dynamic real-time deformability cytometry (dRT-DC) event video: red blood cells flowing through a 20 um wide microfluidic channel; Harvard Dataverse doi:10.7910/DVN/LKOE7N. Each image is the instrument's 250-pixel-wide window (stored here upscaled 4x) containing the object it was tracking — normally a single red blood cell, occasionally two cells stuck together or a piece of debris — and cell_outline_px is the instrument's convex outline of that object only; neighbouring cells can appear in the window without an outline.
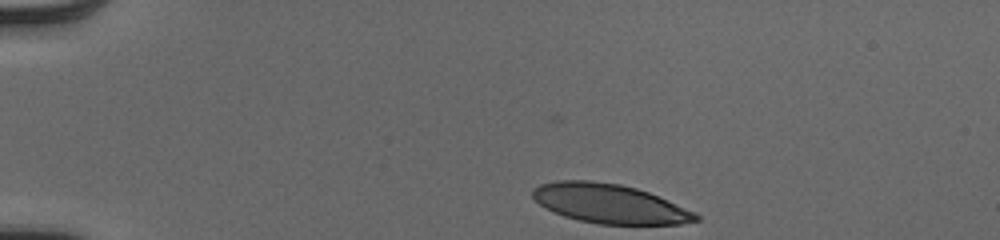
{"species": "human", "species_latin": "Homo sapiens", "temperature_condition": "cold", "stored_images_in_passage": 36, "camera_frame_rate_fps": 3000, "um_per_image_px": 0.085, "donor": {"sex": "male"}, "frame": {"image": 1, "passage_image": 1, "time_ms": 0.0, "image_size_px": [1000, 240], "cell_outline_px": [[700, 220], [680, 224], [600, 224], [580, 220], [564, 216], [544, 208], [532, 196], [532, 188], [540, 184], [556, 180], [588, 180], [620, 184], [636, 188], [648, 192], [696, 212], [700, 216]], "centroid_in_image_um": [51.8, 17.3], "position_along_channel_um": 33.2, "area_um2": 37.28}}
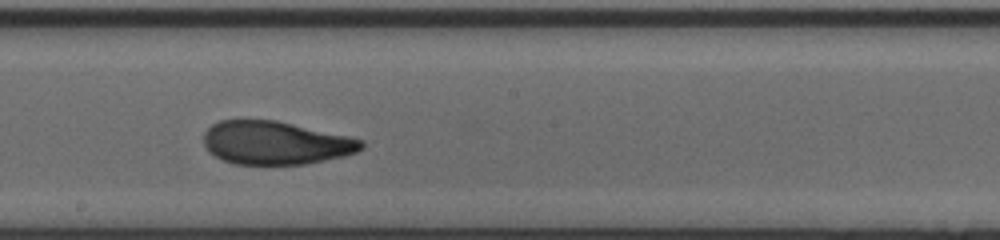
{"frame": {"image": 2, "passage_image": 21, "time_ms": 6.667, "image_size_px": [1000, 240], "cell_outline_px": [[364, 148], [356, 152], [344, 156], [304, 164], [232, 164], [216, 156], [204, 144], [204, 132], [212, 124], [220, 120], [276, 120], [348, 136], [364, 140]], "centroid_in_image_um": [23.44, 12.14], "position_along_channel_um": 224.8, "area_um2": 39.54}}
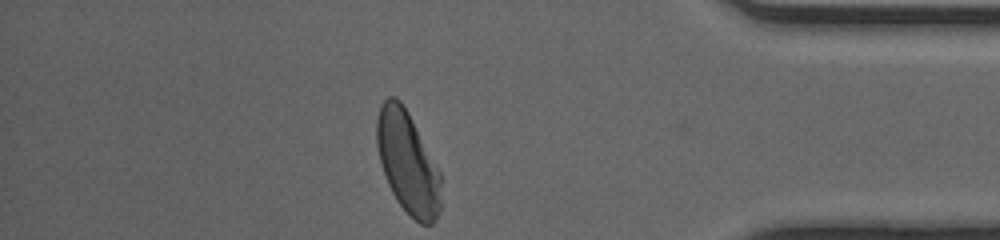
{"frame": {"image": 3, "passage_image": 36, "time_ms": 11.667, "image_size_px": [1000, 240], "cell_outline_px": [[440, 208], [436, 220], [432, 224], [420, 224], [396, 200], [384, 176], [376, 144], [376, 120], [380, 104], [388, 96], [396, 96], [400, 100], [408, 112], [440, 172]], "centroid_in_image_um": [34.63, 13.79], "position_along_channel_um": 400.6, "area_um2": 37.97}, "authors_computed_cell_mechanics": {"area_um2": 39.7664, "velocity_mm_per_s": 4.0328, "shape_relaxation_time_tau1_ms": 3.8126, "shape_relaxation_time_tau2_ms": 1.1262, "deformation_change_tau1": 0.182, "deformation_change_tau2": 0.0648}}